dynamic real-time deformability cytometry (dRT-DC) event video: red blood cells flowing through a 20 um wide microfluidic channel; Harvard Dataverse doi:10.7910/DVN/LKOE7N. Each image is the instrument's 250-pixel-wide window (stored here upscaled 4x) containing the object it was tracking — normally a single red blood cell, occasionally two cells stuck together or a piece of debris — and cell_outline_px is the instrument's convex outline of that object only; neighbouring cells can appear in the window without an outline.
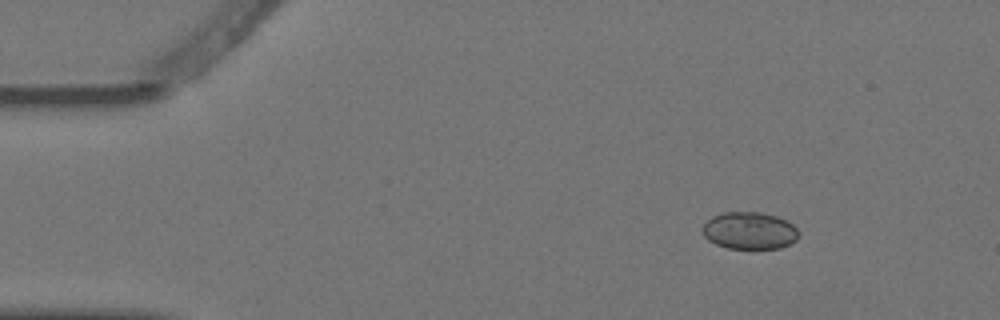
{"species": "Egyptian fruit bat (a non-hibernating species)", "species_latin": "Rousettus aegyptiacus", "temperature_condition": "warm", "stored_images_in_passage": 8, "camera_frame_rate_fps": 3000, "um_per_image_px": 0.085, "animal": {"sex": "female"}, "frame": {"image": 1, "passage_image": 1, "time_ms": 0.0, "image_size_px": [1000, 320], "cell_outline_px": [[796, 240], [792, 244], [780, 248], [728, 248], [716, 244], [708, 240], [704, 236], [704, 224], [712, 216], [724, 212], [760, 212], [776, 216], [788, 220], [796, 228]], "centroid_in_image_um": [63.71, 19.6], "position_along_channel_um": 21.3, "area_um2": 20.69}}
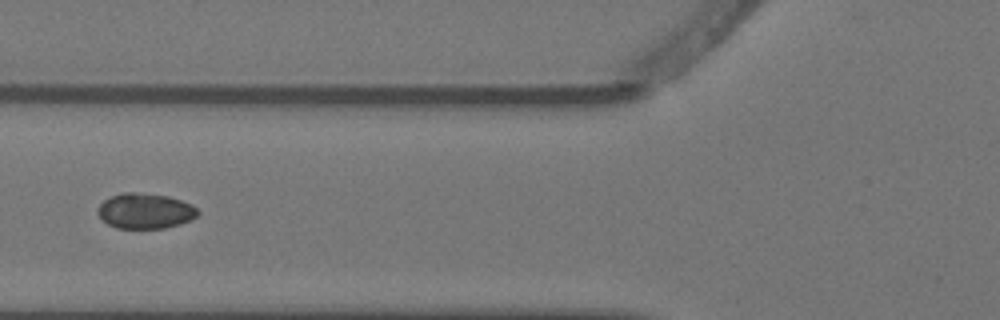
{"frame": {"image": 2, "passage_image": 5, "time_ms": 1.333, "image_size_px": [1000, 320], "cell_outline_px": [[200, 212], [192, 220], [180, 224], [164, 228], [116, 228], [108, 224], [96, 212], [96, 208], [104, 200], [112, 196], [124, 192], [132, 192], [168, 196], [192, 204]], "centroid_in_image_um": [12.34, 17.93], "position_along_channel_um": 113.5, "area_um2": 20.58}}
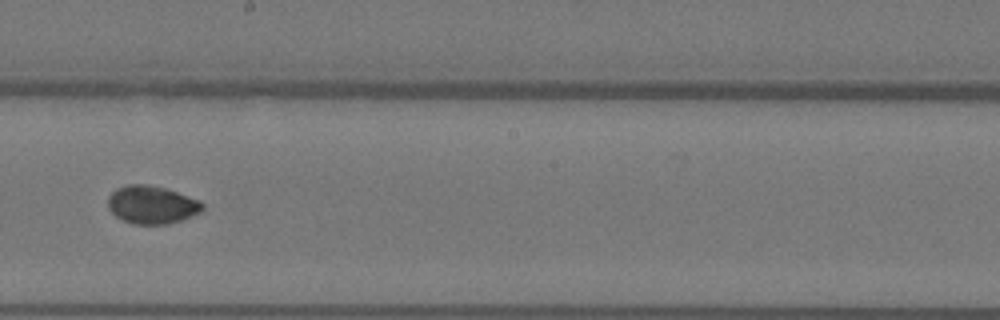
{"frame": {"image": 3, "passage_image": 8, "time_ms": 2.333, "image_size_px": [1000, 320], "cell_outline_px": [[204, 208], [200, 212], [192, 216], [168, 224], [132, 224], [116, 216], [108, 208], [108, 196], [116, 188], [128, 184], [148, 184], [164, 188], [200, 200], [204, 204]], "centroid_in_image_um": [12.9, 17.4], "position_along_channel_um": 235.3, "area_um2": 20.92}}